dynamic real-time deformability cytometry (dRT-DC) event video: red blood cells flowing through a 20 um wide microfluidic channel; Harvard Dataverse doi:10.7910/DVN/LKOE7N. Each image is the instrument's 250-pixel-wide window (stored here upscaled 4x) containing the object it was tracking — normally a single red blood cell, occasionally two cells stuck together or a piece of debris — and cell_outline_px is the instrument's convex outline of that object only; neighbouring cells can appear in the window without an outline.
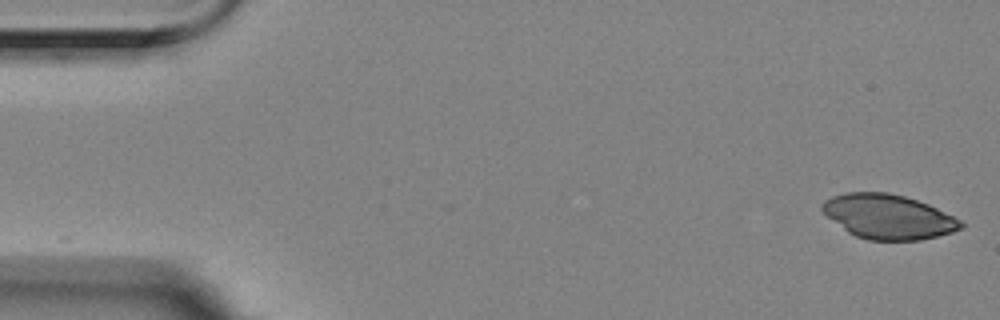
{"species": "Egyptian fruit bat (a non-hibernating species)", "species_latin": "Rousettus aegyptiacus", "temperature_condition": "room temperature", "stored_images_in_passage": 21, "camera_frame_rate_fps": 3000, "um_per_image_px": 0.085, "animal": {"sex": "female"}, "frame": {"image": 1, "passage_image": 1, "time_ms": 0.0, "image_size_px": [1000, 320], "cell_outline_px": [[964, 228], [952, 232], [920, 240], [868, 240], [856, 236], [848, 232], [828, 216], [820, 208], [820, 204], [824, 200], [832, 196], [848, 192], [888, 192], [904, 196], [928, 204], [960, 220], [964, 224]], "centroid_in_image_um": [75.49, 18.41], "position_along_channel_um": 9.5, "area_um2": 35.72}}